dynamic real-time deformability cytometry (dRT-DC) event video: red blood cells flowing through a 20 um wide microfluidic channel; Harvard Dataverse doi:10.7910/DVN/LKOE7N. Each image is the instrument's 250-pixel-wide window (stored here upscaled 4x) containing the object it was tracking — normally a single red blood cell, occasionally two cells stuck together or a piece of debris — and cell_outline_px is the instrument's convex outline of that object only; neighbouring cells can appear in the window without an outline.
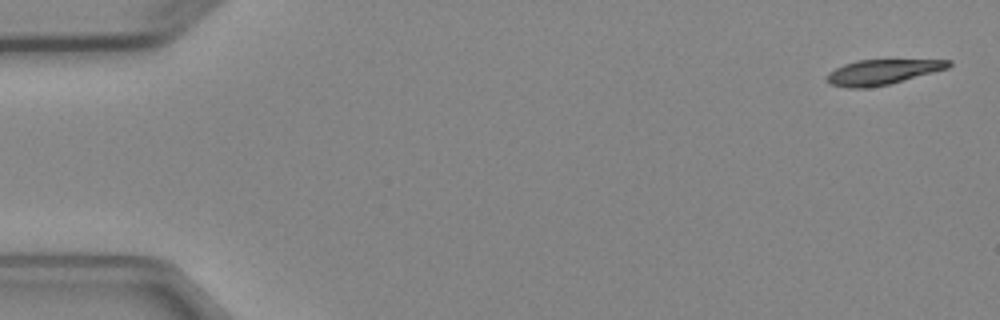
{"species": "Egyptian fruit bat (a non-hibernating species)", "species_latin": "Rousettus aegyptiacus", "temperature_condition": "cold", "stored_images_in_passage": 7, "camera_frame_rate_fps": 3000, "um_per_image_px": 0.085, "animal": {"sex": "female"}, "frame": {"image": 1, "passage_image": 1, "time_ms": 0.0, "image_size_px": [1000, 320], "cell_outline_px": [[952, 64], [948, 68], [888, 84], [864, 88], [848, 88], [832, 84], [824, 80], [828, 72], [844, 64], [856, 60], [952, 60]], "centroid_in_image_um": [74.95, 6.12], "position_along_channel_um": 10.1, "area_um2": 17.57}}
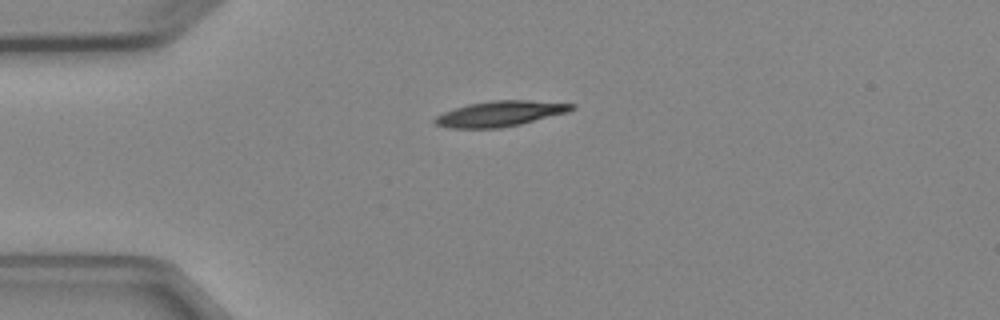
{"frame": {"image": 2, "passage_image": 4, "time_ms": 3.667, "image_size_px": [1000, 320], "cell_outline_px": [[576, 108], [568, 112], [520, 124], [500, 128], [448, 128], [436, 124], [432, 120], [436, 116], [444, 112], [468, 104], [492, 100], [528, 100], [576, 104]], "centroid_in_image_um": [42.52, 9.66], "position_along_channel_um": 42.5, "area_um2": 20.23}}